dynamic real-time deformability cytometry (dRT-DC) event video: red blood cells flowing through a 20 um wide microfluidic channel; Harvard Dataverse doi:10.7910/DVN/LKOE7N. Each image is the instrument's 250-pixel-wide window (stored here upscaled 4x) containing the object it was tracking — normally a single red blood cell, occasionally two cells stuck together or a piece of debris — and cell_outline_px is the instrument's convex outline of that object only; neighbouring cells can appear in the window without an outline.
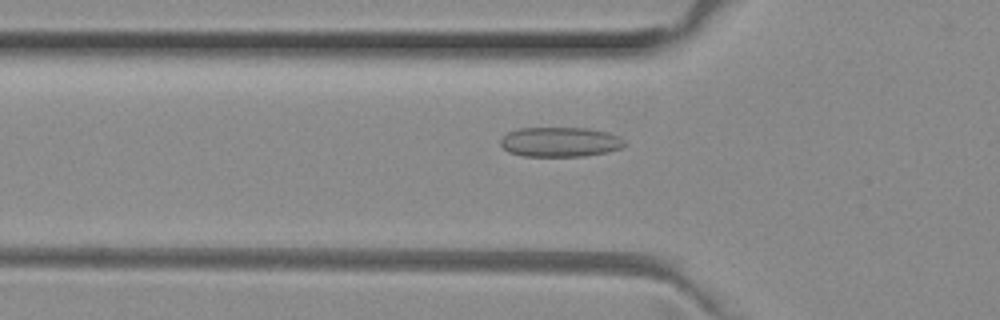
{"species": "common noctule bat (a hibernating species)", "species_latin": "Nyctalus noctula", "temperature_condition": "room temperature", "stored_images_in_passage": 43, "camera_frame_rate_fps": 3000, "um_per_image_px": 0.085, "animal": {"sex": "female", "body_mass_g": 29.2, "forearm_length_mm": 56.3}, "frame": {"image": 1, "passage_image": 9, "time_ms": 2.667, "image_size_px": [1000, 320], "cell_outline_px": [[628, 144], [624, 148], [608, 152], [584, 156], [524, 156], [508, 152], [500, 144], [500, 140], [508, 132], [520, 128], [588, 128], [608, 132], [620, 136]], "centroid_in_image_um": [47.67, 12.07], "position_along_channel_um": 78.1, "area_um2": 21.73}}
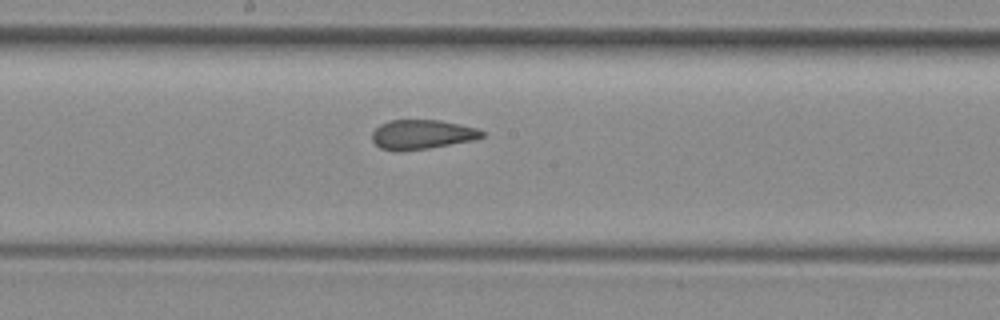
{"frame": {"image": 2, "passage_image": 19, "time_ms": 6.0, "image_size_px": [1000, 320], "cell_outline_px": [[484, 136], [472, 140], [428, 148], [400, 152], [396, 152], [380, 148], [372, 140], [372, 132], [380, 124], [392, 120], [440, 120], [460, 124], [476, 128], [484, 132]], "centroid_in_image_um": [35.83, 11.43], "position_along_channel_um": 212.4, "area_um2": 18.84}}
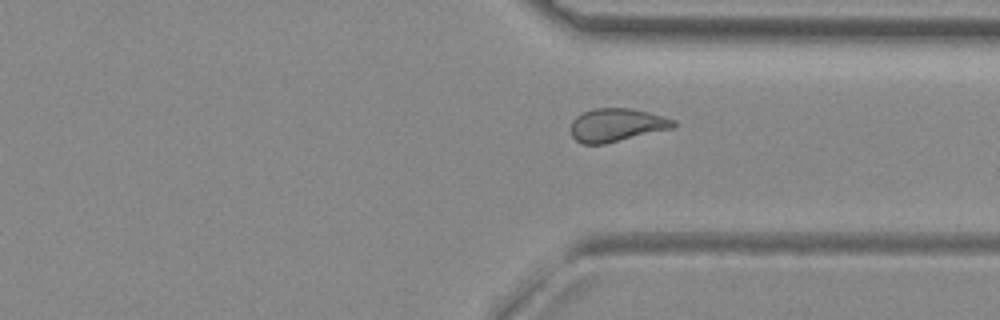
{"frame": {"image": 3, "passage_image": 30, "time_ms": 9.667, "image_size_px": [1000, 320], "cell_outline_px": [[676, 124], [672, 128], [604, 144], [580, 144], [572, 136], [572, 120], [580, 112], [592, 108], [632, 108], [664, 116], [676, 120]], "centroid_in_image_um": [52.39, 10.61], "position_along_channel_um": 359.0, "area_um2": 19.94}, "authors_computed_cell_mechanics": {"area_um2": 19.9988, "velocity_mm_per_s": 4.0007, "shape_relaxation_time_tau1_ms": null, "shape_relaxation_time_tau2_ms": 1.4915, "deformation_change_tau1": null, "deformation_change_tau2": 0.0851}}